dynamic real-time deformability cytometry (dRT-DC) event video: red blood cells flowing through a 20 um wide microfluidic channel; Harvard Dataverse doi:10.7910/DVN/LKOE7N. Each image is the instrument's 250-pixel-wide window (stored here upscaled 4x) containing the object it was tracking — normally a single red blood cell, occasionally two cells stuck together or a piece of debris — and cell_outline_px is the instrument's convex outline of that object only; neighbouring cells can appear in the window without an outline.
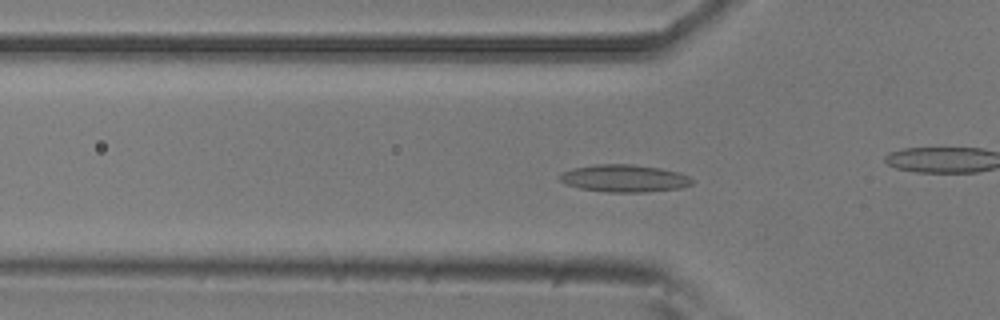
{"species": "common noctule bat (a hibernating species)", "species_latin": "Nyctalus noctula", "temperature_condition": "room temperature", "stored_images_in_passage": 56, "camera_frame_rate_fps": 3000, "um_per_image_px": 0.085, "animal": {"sex": "male", "body_mass_g": 20.5, "forearm_length_mm": 52.5}, "frame": {"image": 1, "passage_image": 18, "time_ms": 5.667, "image_size_px": [1000, 320], "cell_outline_px": [[692, 184], [684, 188], [644, 192], [608, 192], [580, 188], [568, 184], [560, 180], [560, 176], [564, 172], [576, 168], [596, 164], [632, 164], [660, 168], [680, 172], [688, 176], [692, 180]], "centroid_in_image_um": [53.14, 15.16], "position_along_channel_um": 72.7, "area_um2": 20.92}}
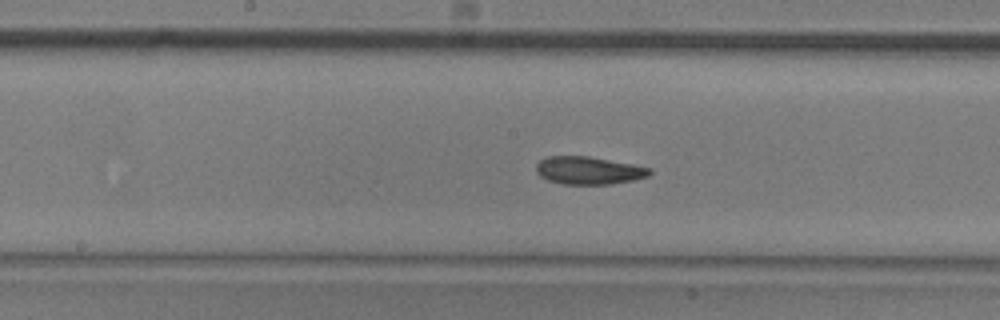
{"frame": {"image": 2, "passage_image": 28, "time_ms": 9.0, "image_size_px": [1000, 320], "cell_outline_px": [[652, 172], [648, 176], [632, 180], [612, 184], [564, 184], [548, 180], [540, 176], [536, 172], [536, 164], [540, 160], [548, 156], [588, 156], [632, 164], [652, 168]], "centroid_in_image_um": [50.03, 14.49], "position_along_channel_um": 198.2, "area_um2": 18.32}}
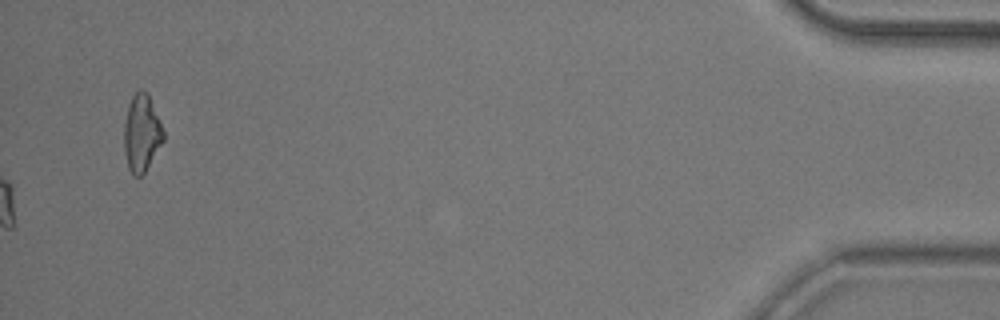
{"frame": {"image": 3, "passage_image": 56, "time_ms": 18.333, "image_size_px": [1000, 320], "cell_outline_px": [[164, 140], [144, 172], [140, 176], [132, 176], [128, 168], [124, 152], [124, 124], [128, 104], [132, 96], [140, 88], [148, 92], [160, 120], [164, 132]], "centroid_in_image_um": [12.03, 11.29], "position_along_channel_um": 423.2, "area_um2": 17.8}, "authors_computed_cell_mechanics": {"area_um2": 18.4382, "velocity_mm_per_s": 3.7323, "shape_relaxation_time_tau1_ms": 8.7835, "shape_relaxation_time_tau2_ms": 3.5258, "deformation_change_tau1": 0.1786, "deformation_change_tau2": 0.0965}}